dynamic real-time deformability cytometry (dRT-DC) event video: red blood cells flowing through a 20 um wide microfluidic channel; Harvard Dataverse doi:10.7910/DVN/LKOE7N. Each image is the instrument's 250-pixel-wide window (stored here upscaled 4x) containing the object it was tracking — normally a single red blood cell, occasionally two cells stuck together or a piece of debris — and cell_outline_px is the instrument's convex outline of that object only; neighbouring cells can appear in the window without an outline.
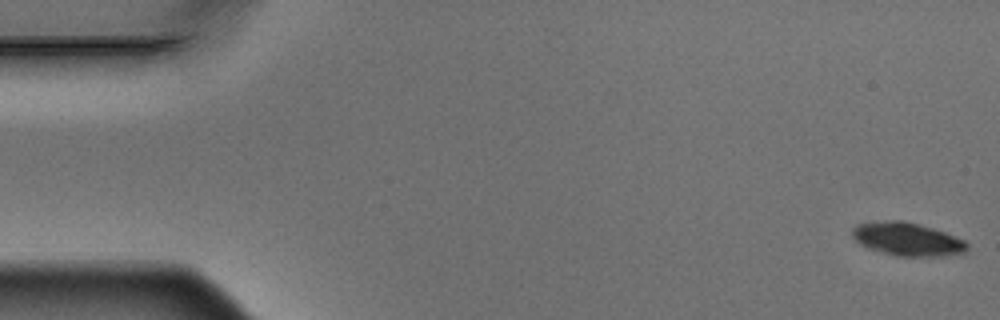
{"species": "Egyptian fruit bat (a non-hibernating species)", "species_latin": "Rousettus aegyptiacus", "temperature_condition": "warm", "stored_images_in_passage": 11, "camera_frame_rate_fps": 3000, "um_per_image_px": 0.085, "animal": {"sex": "male"}, "frame": {"image": 1, "passage_image": 1, "time_ms": 0.0, "image_size_px": [1000, 320], "cell_outline_px": [[968, 248], [964, 252], [940, 256], [896, 256], [880, 252], [868, 248], [860, 244], [852, 236], [852, 228], [856, 224], [880, 220], [904, 220], [920, 224], [944, 232], [964, 240], [968, 244]], "centroid_in_image_um": [77.08, 20.31], "position_along_channel_um": 7.9, "area_um2": 22.31}}
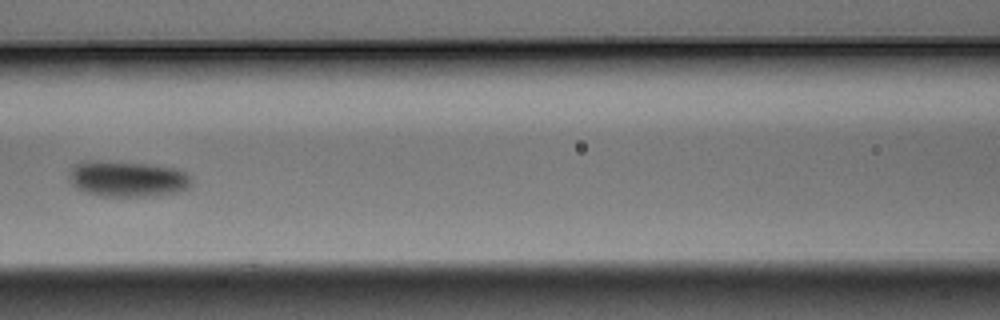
{"frame": {"image": 2, "passage_image": 7, "time_ms": 2.0, "image_size_px": [1000, 320], "cell_outline_px": [[192, 180], [188, 188], [176, 192], [152, 196], [104, 196], [84, 192], [76, 188], [68, 180], [68, 172], [76, 164], [84, 160], [100, 160], [152, 164], [180, 168], [192, 176]], "centroid_in_image_um": [10.83, 15.18], "position_along_channel_um": 155.8, "area_um2": 26.13}}
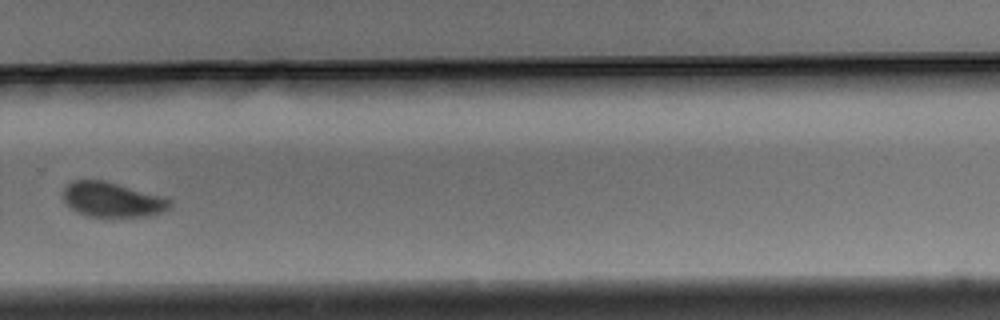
{"frame": {"image": 3, "passage_image": 11, "time_ms": 3.333, "image_size_px": [1000, 320], "cell_outline_px": [[172, 204], [164, 212], [144, 216], [88, 216], [72, 208], [64, 200], [64, 188], [72, 180], [104, 180], [164, 196], [172, 200]], "centroid_in_image_um": [9.59, 16.95], "position_along_channel_um": 320.2, "area_um2": 21.44}}